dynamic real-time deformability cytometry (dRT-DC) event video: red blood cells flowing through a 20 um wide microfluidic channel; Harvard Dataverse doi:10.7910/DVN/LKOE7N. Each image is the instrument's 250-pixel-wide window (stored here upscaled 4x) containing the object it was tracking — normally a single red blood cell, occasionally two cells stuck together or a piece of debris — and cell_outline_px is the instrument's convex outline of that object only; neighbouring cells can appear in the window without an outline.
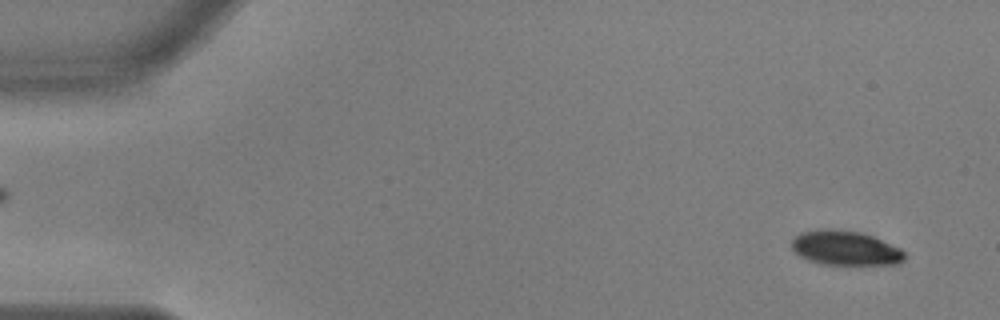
{"species": "common noctule bat (a hibernating species)", "species_latin": "Nyctalus noctula", "temperature_condition": "warm", "stored_images_in_passage": 55, "camera_frame_rate_fps": 3000, "um_per_image_px": 0.085, "animal": {"sex": "male", "body_mass_g": 17.9, "forearm_length_mm": 54.2}, "frame": {"image": 1, "passage_image": 3, "time_ms": 0.667, "image_size_px": [1000, 320], "cell_outline_px": [[904, 260], [900, 264], [820, 264], [808, 260], [800, 256], [792, 248], [792, 240], [800, 232], [828, 228], [832, 228], [860, 232], [872, 236], [900, 248], [904, 252]], "centroid_in_image_um": [71.84, 21.08], "position_along_channel_um": 13.2, "area_um2": 22.6}}
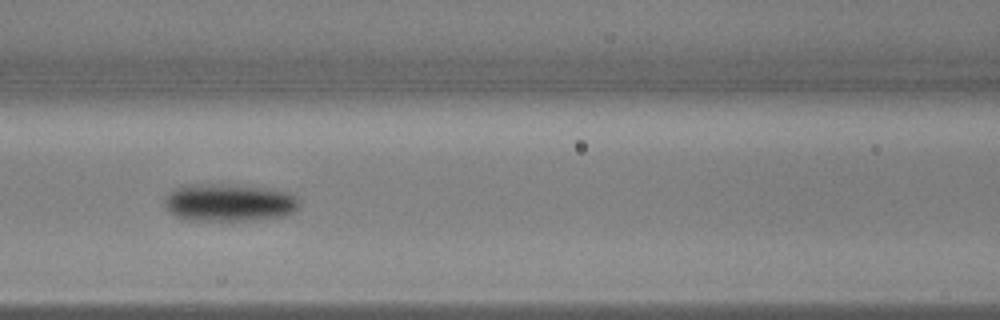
{"frame": {"image": 2, "passage_image": 24, "time_ms": 7.667, "image_size_px": [1000, 320], "cell_outline_px": [[300, 204], [292, 212], [284, 216], [252, 220], [188, 220], [176, 216], [168, 212], [164, 208], [164, 200], [168, 192], [176, 188], [200, 184], [228, 184], [268, 188], [288, 192], [300, 200]], "centroid_in_image_um": [19.45, 17.22], "position_along_channel_um": 147.1, "area_um2": 29.54}}
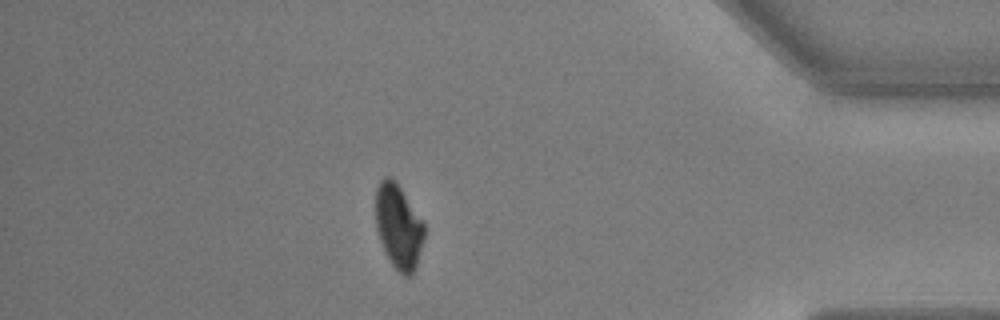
{"frame": {"image": 3, "passage_image": 48, "time_ms": 15.667, "image_size_px": [1000, 320], "cell_outline_px": [[424, 236], [416, 268], [412, 276], [404, 276], [388, 260], [380, 240], [376, 228], [376, 188], [380, 180], [384, 176], [388, 176], [396, 180], [424, 220]], "centroid_in_image_um": [33.88, 19.22], "position_along_channel_um": 401.3, "area_um2": 24.28}, "authors_computed_cell_mechanics": {"area_um2": 25.721, "velocity_mm_per_s": 3.6407, "shape_relaxation_time_tau1_ms": 2.5275, "shape_relaxation_time_tau2_ms": 8.0777, "deformation_change_tau1": 0.1431, "deformation_change_tau2": 0.0894}}